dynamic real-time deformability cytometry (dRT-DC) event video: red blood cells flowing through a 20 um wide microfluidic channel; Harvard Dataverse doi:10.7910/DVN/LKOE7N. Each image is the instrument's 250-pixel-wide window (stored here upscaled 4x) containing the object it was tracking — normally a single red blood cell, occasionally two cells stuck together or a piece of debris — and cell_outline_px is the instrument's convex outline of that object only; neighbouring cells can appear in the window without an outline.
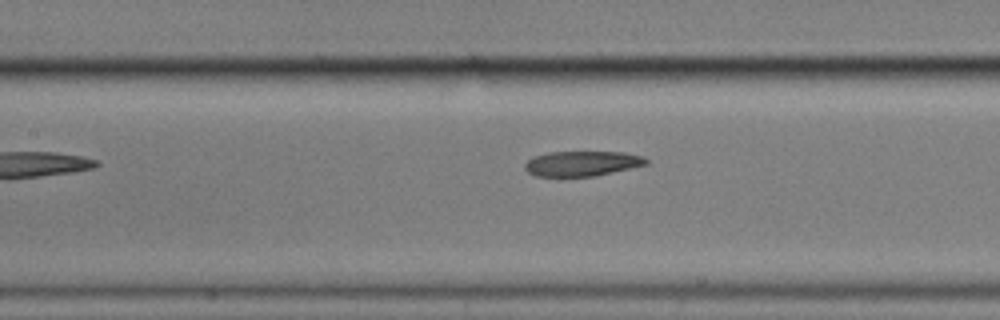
{"species": "common noctule bat (a hibernating species)", "species_latin": "Nyctalus noctula", "temperature_condition": "cold", "stored_images_in_passage": 6, "camera_frame_rate_fps": 3000, "um_per_image_px": 0.085, "animal": {"sex": "male", "body_mass_g": 17.9}, "frame": {"image": 1, "passage_image": 6, "time_ms": 6.0, "image_size_px": [1000, 320], "cell_outline_px": [[648, 164], [596, 176], [536, 176], [528, 172], [524, 168], [524, 164], [532, 156], [548, 152], [624, 152], [644, 156], [648, 160]], "centroid_in_image_um": [49.47, 13.89], "position_along_channel_um": 157.9, "area_um2": 17.8}}